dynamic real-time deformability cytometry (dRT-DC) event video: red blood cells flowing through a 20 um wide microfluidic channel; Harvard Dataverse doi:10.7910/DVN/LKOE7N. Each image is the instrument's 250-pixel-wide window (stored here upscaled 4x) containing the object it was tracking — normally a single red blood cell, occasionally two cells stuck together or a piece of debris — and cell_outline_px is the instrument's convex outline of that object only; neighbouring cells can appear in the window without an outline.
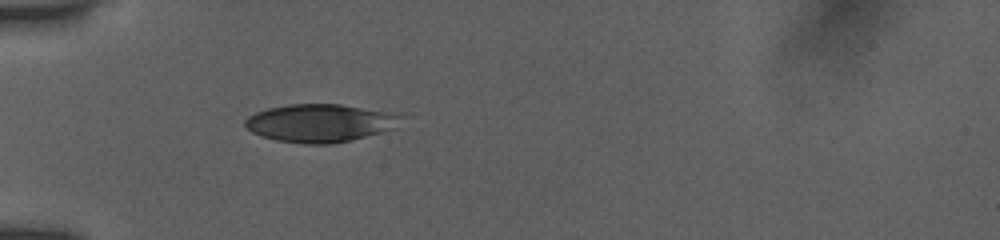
{"species": "human", "species_latin": "Homo sapiens", "temperature_condition": "room temperature", "stored_images_in_passage": 37, "camera_frame_rate_fps": 3000, "um_per_image_px": 0.085, "donor": {"sex": "female"}, "frame": {"image": 1, "passage_image": 1, "time_ms": 0.0, "image_size_px": [1000, 240], "cell_outline_px": [[412, 116], [392, 128], [380, 132], [332, 144], [304, 144], [276, 140], [252, 132], [244, 124], [244, 120], [248, 116], [256, 112], [268, 108], [288, 104], [340, 104], [404, 112]], "centroid_in_image_um": [27.35, 10.42], "position_along_channel_um": 57.7, "area_um2": 35.14}}
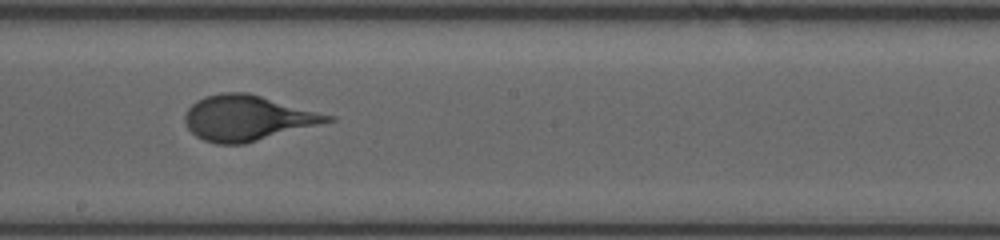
{"frame": {"image": 2, "passage_image": 15, "time_ms": 4.667, "image_size_px": [1000, 240], "cell_outline_px": [[336, 120], [244, 144], [216, 144], [204, 140], [196, 136], [188, 128], [184, 120], [184, 116], [188, 108], [196, 100], [204, 96], [224, 92], [248, 92], [336, 116]], "centroid_in_image_um": [21.04, 10.02], "position_along_channel_um": 227.2, "area_um2": 37.8}}
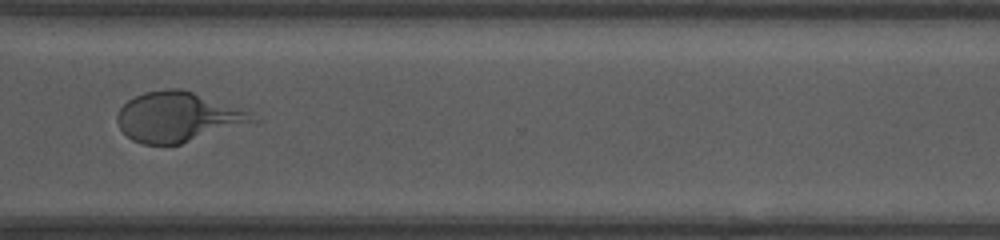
{"frame": {"image": 3, "passage_image": 25, "time_ms": 8.0, "image_size_px": [1000, 240], "cell_outline_px": [[260, 120], [180, 144], [144, 144], [132, 140], [120, 128], [116, 120], [116, 116], [120, 108], [128, 100], [144, 92], [168, 88], [180, 88], [252, 112]], "centroid_in_image_um": [15.11, 9.94], "position_along_channel_um": 355.5, "area_um2": 38.96}}